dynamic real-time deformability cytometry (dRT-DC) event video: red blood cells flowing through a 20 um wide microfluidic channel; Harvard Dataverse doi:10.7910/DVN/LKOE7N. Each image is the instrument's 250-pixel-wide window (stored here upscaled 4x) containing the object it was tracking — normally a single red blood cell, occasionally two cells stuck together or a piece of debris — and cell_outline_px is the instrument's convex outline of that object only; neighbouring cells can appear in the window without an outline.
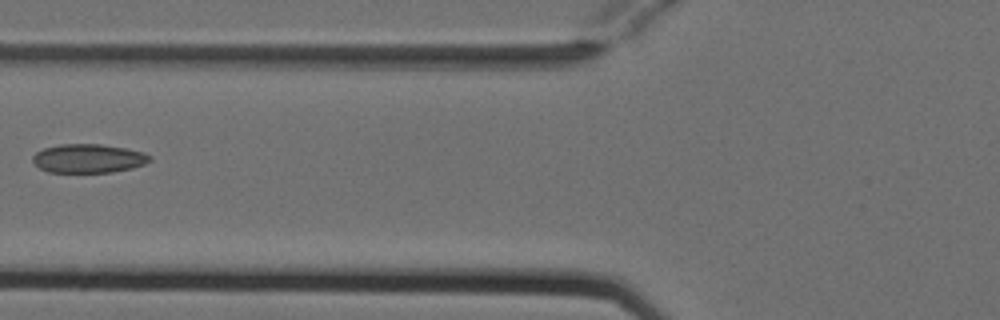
{"species": "Egyptian fruit bat (a non-hibernating species)", "species_latin": "Rousettus aegyptiacus", "temperature_condition": "cold", "stored_images_in_passage": 7, "camera_frame_rate_fps": 3000, "um_per_image_px": 0.085, "animal": {"sex": "female"}, "frame": {"image": 1, "passage_image": 5, "time_ms": 1.333, "image_size_px": [1000, 320], "cell_outline_px": [[152, 160], [144, 164], [132, 168], [112, 172], [48, 172], [40, 168], [32, 160], [32, 156], [36, 152], [44, 148], [60, 144], [100, 144], [124, 148], [144, 152], [152, 156]], "centroid_in_image_um": [7.53, 13.46], "position_along_channel_um": 118.3, "area_um2": 19.65}}
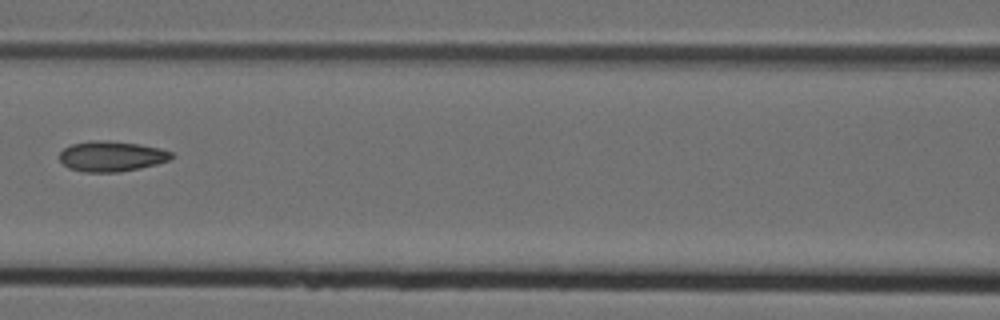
{"frame": {"image": 2, "passage_image": 6, "time_ms": 1.667, "image_size_px": [1000, 320], "cell_outline_px": [[172, 156], [168, 160], [156, 164], [140, 168], [120, 172], [84, 172], [68, 168], [60, 160], [60, 152], [64, 148], [72, 144], [92, 140], [108, 140], [140, 144], [160, 148], [172, 152]], "centroid_in_image_um": [9.46, 13.28], "position_along_channel_um": 157.1, "area_um2": 19.83}}
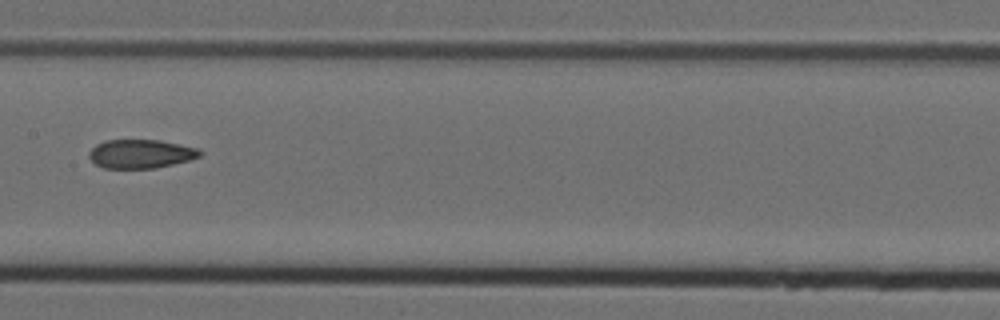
{"frame": {"image": 3, "passage_image": 7, "time_ms": 2.0, "image_size_px": [1000, 320], "cell_outline_px": [[204, 152], [200, 156], [192, 160], [156, 168], [104, 168], [96, 164], [88, 156], [88, 152], [96, 144], [104, 140], [160, 140], [200, 148]], "centroid_in_image_um": [12.01, 13.07], "position_along_channel_um": 195.4, "area_um2": 18.84}}